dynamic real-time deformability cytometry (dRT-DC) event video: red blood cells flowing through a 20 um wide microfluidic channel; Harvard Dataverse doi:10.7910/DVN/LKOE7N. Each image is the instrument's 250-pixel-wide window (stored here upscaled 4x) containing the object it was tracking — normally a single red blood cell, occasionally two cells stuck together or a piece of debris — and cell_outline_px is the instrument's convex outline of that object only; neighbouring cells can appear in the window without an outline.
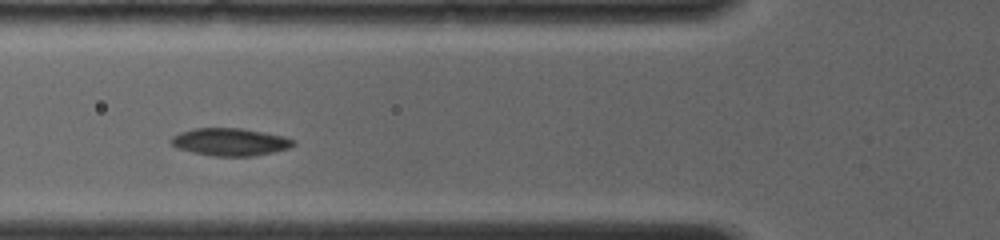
{"species": "common noctule bat (a hibernating species)", "species_latin": "Nyctalus noctula", "temperature_condition": "room temperature", "stored_images_in_passage": 37, "camera_frame_rate_fps": 4000, "um_per_image_px": 0.085, "animal": {"sex": "female", "body_mass_g": 19.0, "forearm_length_mm": 56.7}, "frame": {"image": 1, "passage_image": 9, "time_ms": 2.5, "image_size_px": [1000, 240], "cell_outline_px": [[296, 144], [288, 148], [272, 152], [252, 156], [212, 156], [192, 152], [180, 148], [172, 144], [168, 140], [172, 136], [180, 132], [196, 128], [240, 128], [284, 136], [296, 140]], "centroid_in_image_um": [19.56, 12.06], "position_along_channel_um": 106.2, "area_um2": 19.54}}
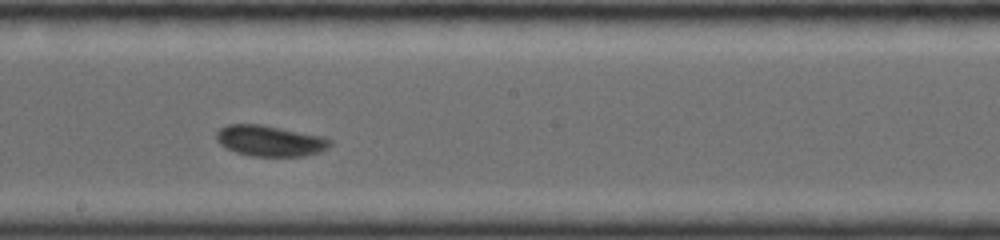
{"frame": {"image": 2, "passage_image": 20, "time_ms": 5.5, "image_size_px": [1000, 240], "cell_outline_px": [[332, 144], [328, 148], [320, 152], [304, 156], [252, 156], [236, 152], [220, 144], [216, 140], [216, 132], [220, 128], [228, 124], [260, 124], [324, 136], [332, 140]], "centroid_in_image_um": [22.97, 11.96], "position_along_channel_um": 225.2, "area_um2": 20.52}}
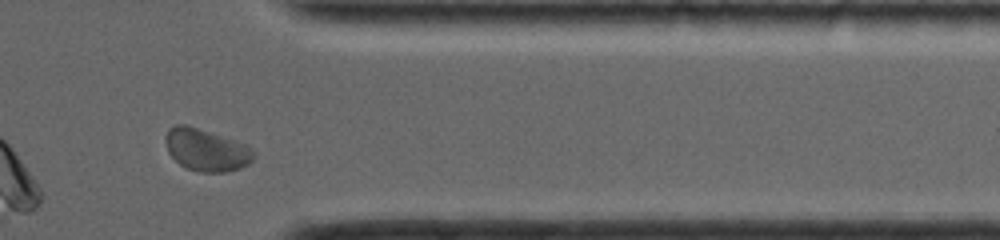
{"frame": {"image": 3, "passage_image": 35, "time_ms": 9.75, "image_size_px": [1000, 240], "cell_outline_px": [[256, 156], [248, 164], [240, 168], [224, 172], [200, 172], [184, 168], [168, 152], [164, 140], [164, 136], [168, 128], [176, 124], [184, 124], [244, 144], [252, 148]], "centroid_in_image_um": [17.5, 12.76], "position_along_channel_um": 393.9, "area_um2": 21.5}, "authors_computed_cell_mechanics": {"area_um2": 19.652, "velocity_mm_per_s": 3.9838, "shape_relaxation_time_tau1_ms": 3.0113, "shape_relaxation_time_tau2_ms": 2.4819, "deformation_change_tau1": 0.0626, "deformation_change_tau2": 0.0307}}